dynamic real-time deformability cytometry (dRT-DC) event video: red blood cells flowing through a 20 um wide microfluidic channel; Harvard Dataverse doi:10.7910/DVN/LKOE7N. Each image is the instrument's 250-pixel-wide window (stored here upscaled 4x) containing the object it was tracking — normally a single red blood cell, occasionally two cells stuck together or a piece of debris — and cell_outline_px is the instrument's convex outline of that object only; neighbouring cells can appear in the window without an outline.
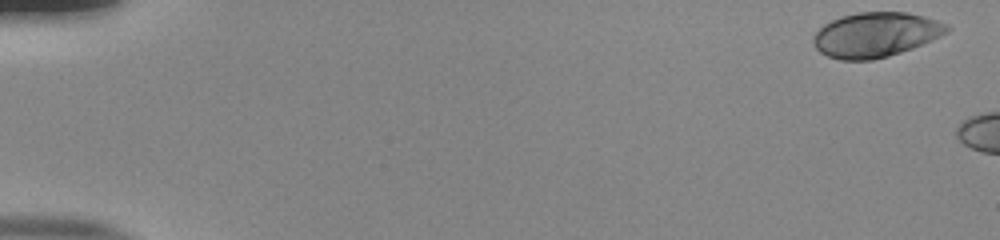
{"species": "human", "species_latin": "Homo sapiens", "temperature_condition": "room temperature", "stored_images_in_passage": 15, "camera_frame_rate_fps": 3000, "um_per_image_px": 0.085, "donor": {"sex": "male"}, "frame": {"image": 1, "passage_image": 1, "time_ms": 0.0, "image_size_px": [1000, 240], "cell_outline_px": [[952, 28], [948, 32], [940, 36], [912, 48], [888, 56], [872, 60], [840, 60], [828, 56], [820, 52], [816, 48], [812, 40], [812, 36], [824, 24], [832, 20], [844, 16], [860, 12], [904, 12], [924, 16], [948, 24]], "centroid_in_image_um": [74.43, 2.95], "position_along_channel_um": 10.6, "area_um2": 34.68}}